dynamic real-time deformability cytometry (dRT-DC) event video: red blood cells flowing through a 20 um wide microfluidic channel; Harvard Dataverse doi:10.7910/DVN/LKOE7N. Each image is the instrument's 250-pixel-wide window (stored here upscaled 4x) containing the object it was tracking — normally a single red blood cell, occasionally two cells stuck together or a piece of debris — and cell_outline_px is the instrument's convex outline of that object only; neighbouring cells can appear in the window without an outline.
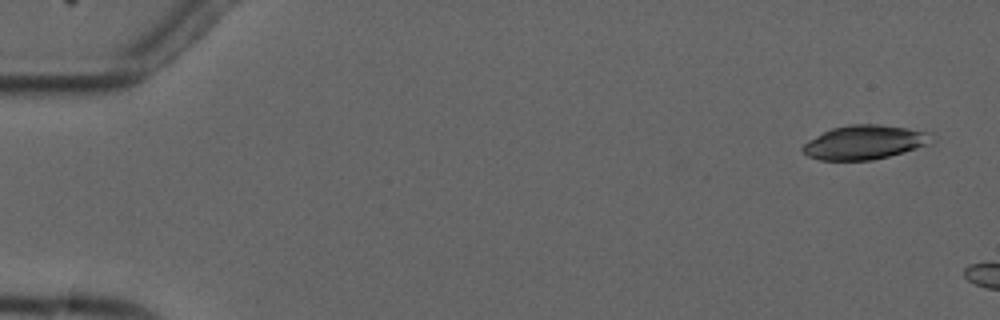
{"species": "common noctule bat (a hibernating species)", "species_latin": "Nyctalus noctula", "temperature_condition": "cold", "stored_images_in_passage": 2, "camera_frame_rate_fps": 3000, "um_per_image_px": 0.085, "animal": {"sex": "male", "forearm_length_mm": 52.5}, "frame": {"image": 1, "passage_image": 1, "time_ms": 0.0, "image_size_px": [1000, 320], "cell_outline_px": [[932, 144], [904, 152], [872, 160], [820, 160], [808, 156], [800, 148], [808, 140], [832, 128], [848, 124], [880, 124], [908, 128], [932, 132]], "centroid_in_image_um": [73.53, 12.09], "position_along_channel_um": 11.5, "area_um2": 25.78}}